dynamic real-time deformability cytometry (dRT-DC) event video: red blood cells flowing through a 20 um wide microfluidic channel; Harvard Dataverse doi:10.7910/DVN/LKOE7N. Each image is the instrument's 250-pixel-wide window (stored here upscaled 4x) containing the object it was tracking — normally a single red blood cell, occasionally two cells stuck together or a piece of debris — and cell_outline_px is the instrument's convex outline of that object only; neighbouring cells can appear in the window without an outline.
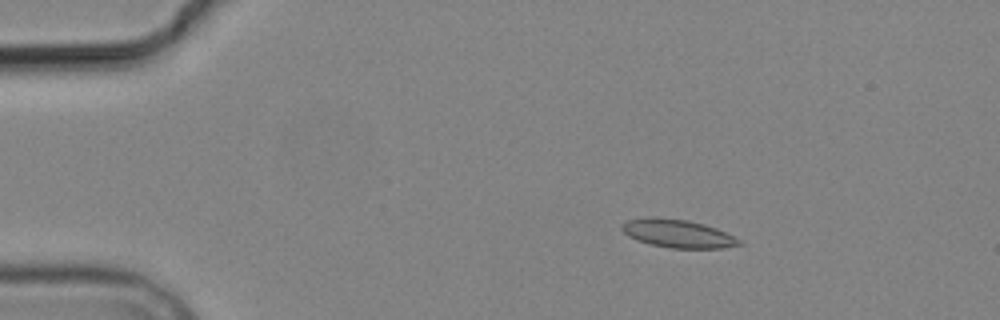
{"species": "common noctule bat (a hibernating species)", "species_latin": "Nyctalus noctula", "temperature_condition": "cold", "stored_images_in_passage": 6, "camera_frame_rate_fps": 3000, "um_per_image_px": 0.085, "animal": {"sex": "male", "body_mass_g": 19.2, "forearm_length_mm": 51.8}, "frame": {"image": 1, "passage_image": 3, "time_ms": 2.333, "image_size_px": [1000, 320], "cell_outline_px": [[744, 244], [724, 248], [668, 248], [648, 244], [636, 240], [628, 236], [620, 228], [620, 224], [628, 220], [648, 216], [656, 216], [688, 220], [704, 224], [716, 228], [740, 240]], "centroid_in_image_um": [57.55, 19.84], "position_along_channel_um": 27.4, "area_um2": 19.54}}
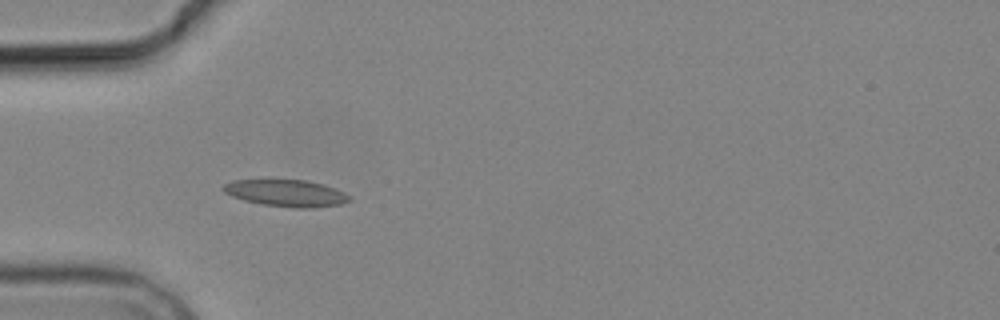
{"frame": {"image": 2, "passage_image": 5, "time_ms": 5.0, "image_size_px": [1000, 320], "cell_outline_px": [[352, 200], [340, 204], [312, 208], [296, 208], [264, 204], [244, 200], [232, 196], [224, 192], [220, 188], [224, 184], [232, 180], [304, 180], [324, 184], [344, 192], [352, 196]], "centroid_in_image_um": [24.34, 16.41], "position_along_channel_um": 60.7, "area_um2": 19.71}}
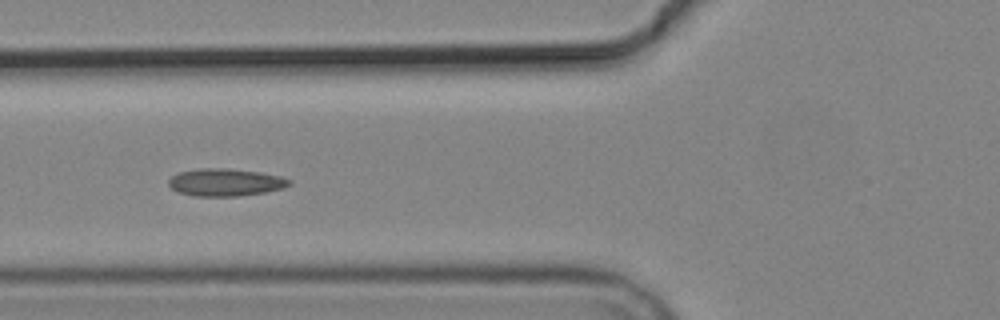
{"frame": {"image": 3, "passage_image": 6, "time_ms": 6.333, "image_size_px": [1000, 320], "cell_outline_px": [[292, 184], [284, 188], [264, 192], [236, 196], [192, 196], [180, 192], [172, 188], [168, 184], [168, 180], [172, 176], [180, 172], [200, 168], [224, 168], [260, 172], [280, 176], [292, 180]], "centroid_in_image_um": [19.18, 15.49], "position_along_channel_um": 106.6, "area_um2": 19.25}}